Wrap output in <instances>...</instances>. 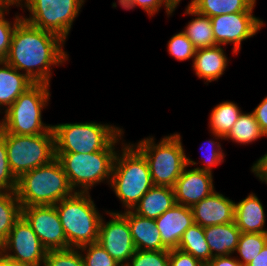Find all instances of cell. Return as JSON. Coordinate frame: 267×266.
I'll use <instances>...</instances> for the list:
<instances>
[{
	"label": "cell",
	"instance_id": "7bdbcfd3",
	"mask_svg": "<svg viewBox=\"0 0 267 266\" xmlns=\"http://www.w3.org/2000/svg\"><path fill=\"white\" fill-rule=\"evenodd\" d=\"M247 266H267V244Z\"/></svg>",
	"mask_w": 267,
	"mask_h": 266
},
{
	"label": "cell",
	"instance_id": "ac0fdd59",
	"mask_svg": "<svg viewBox=\"0 0 267 266\" xmlns=\"http://www.w3.org/2000/svg\"><path fill=\"white\" fill-rule=\"evenodd\" d=\"M121 214L127 219L136 250H167L161 240V234L154 219L144 218L132 210Z\"/></svg>",
	"mask_w": 267,
	"mask_h": 266
},
{
	"label": "cell",
	"instance_id": "5b68a950",
	"mask_svg": "<svg viewBox=\"0 0 267 266\" xmlns=\"http://www.w3.org/2000/svg\"><path fill=\"white\" fill-rule=\"evenodd\" d=\"M69 248L96 243L102 216L96 210L89 192L76 190L55 204Z\"/></svg>",
	"mask_w": 267,
	"mask_h": 266
},
{
	"label": "cell",
	"instance_id": "60d3db41",
	"mask_svg": "<svg viewBox=\"0 0 267 266\" xmlns=\"http://www.w3.org/2000/svg\"><path fill=\"white\" fill-rule=\"evenodd\" d=\"M252 172L260 179V181H267V154L260 157L252 166Z\"/></svg>",
	"mask_w": 267,
	"mask_h": 266
},
{
	"label": "cell",
	"instance_id": "1f68e13d",
	"mask_svg": "<svg viewBox=\"0 0 267 266\" xmlns=\"http://www.w3.org/2000/svg\"><path fill=\"white\" fill-rule=\"evenodd\" d=\"M78 249L86 252L85 256L82 255L85 266H122L97 242L83 245Z\"/></svg>",
	"mask_w": 267,
	"mask_h": 266
},
{
	"label": "cell",
	"instance_id": "83f0119b",
	"mask_svg": "<svg viewBox=\"0 0 267 266\" xmlns=\"http://www.w3.org/2000/svg\"><path fill=\"white\" fill-rule=\"evenodd\" d=\"M16 191H0V246L7 240L14 223L21 217Z\"/></svg>",
	"mask_w": 267,
	"mask_h": 266
},
{
	"label": "cell",
	"instance_id": "ab89813d",
	"mask_svg": "<svg viewBox=\"0 0 267 266\" xmlns=\"http://www.w3.org/2000/svg\"><path fill=\"white\" fill-rule=\"evenodd\" d=\"M252 112L255 115L262 133L267 136V96Z\"/></svg>",
	"mask_w": 267,
	"mask_h": 266
},
{
	"label": "cell",
	"instance_id": "ffe728a7",
	"mask_svg": "<svg viewBox=\"0 0 267 266\" xmlns=\"http://www.w3.org/2000/svg\"><path fill=\"white\" fill-rule=\"evenodd\" d=\"M222 45L196 49L193 68L199 78L207 82L219 79L226 69L228 58L225 56Z\"/></svg>",
	"mask_w": 267,
	"mask_h": 266
},
{
	"label": "cell",
	"instance_id": "8992f818",
	"mask_svg": "<svg viewBox=\"0 0 267 266\" xmlns=\"http://www.w3.org/2000/svg\"><path fill=\"white\" fill-rule=\"evenodd\" d=\"M45 83H34L5 110L0 127L7 133L16 135H38L53 130L52 125L42 122V108L50 97Z\"/></svg>",
	"mask_w": 267,
	"mask_h": 266
},
{
	"label": "cell",
	"instance_id": "52a82bcc",
	"mask_svg": "<svg viewBox=\"0 0 267 266\" xmlns=\"http://www.w3.org/2000/svg\"><path fill=\"white\" fill-rule=\"evenodd\" d=\"M117 137L105 150L81 154V153H55V157L61 162L67 176L70 187L75 192V187H81L80 192L88 190L95 184L110 179L114 159L117 151L114 146L120 140ZM110 177V178H109Z\"/></svg>",
	"mask_w": 267,
	"mask_h": 266
},
{
	"label": "cell",
	"instance_id": "d6a6232c",
	"mask_svg": "<svg viewBox=\"0 0 267 266\" xmlns=\"http://www.w3.org/2000/svg\"><path fill=\"white\" fill-rule=\"evenodd\" d=\"M131 262V264H129ZM125 266H169V250H136Z\"/></svg>",
	"mask_w": 267,
	"mask_h": 266
},
{
	"label": "cell",
	"instance_id": "6da1fadb",
	"mask_svg": "<svg viewBox=\"0 0 267 266\" xmlns=\"http://www.w3.org/2000/svg\"><path fill=\"white\" fill-rule=\"evenodd\" d=\"M65 40L22 19L12 35L6 62L34 83H50L51 65H61L68 54L62 49ZM64 61V62H63Z\"/></svg>",
	"mask_w": 267,
	"mask_h": 266
},
{
	"label": "cell",
	"instance_id": "e0dca14e",
	"mask_svg": "<svg viewBox=\"0 0 267 266\" xmlns=\"http://www.w3.org/2000/svg\"><path fill=\"white\" fill-rule=\"evenodd\" d=\"M155 222L162 244L167 250L178 248L183 233L195 223L191 207L177 203L155 219Z\"/></svg>",
	"mask_w": 267,
	"mask_h": 266
},
{
	"label": "cell",
	"instance_id": "9c48e42d",
	"mask_svg": "<svg viewBox=\"0 0 267 266\" xmlns=\"http://www.w3.org/2000/svg\"><path fill=\"white\" fill-rule=\"evenodd\" d=\"M8 164L18 179L23 173L50 163L55 157L53 130L38 135H16L4 131Z\"/></svg>",
	"mask_w": 267,
	"mask_h": 266
},
{
	"label": "cell",
	"instance_id": "4dcf8cb0",
	"mask_svg": "<svg viewBox=\"0 0 267 266\" xmlns=\"http://www.w3.org/2000/svg\"><path fill=\"white\" fill-rule=\"evenodd\" d=\"M43 266H85L78 248L49 250L46 252Z\"/></svg>",
	"mask_w": 267,
	"mask_h": 266
},
{
	"label": "cell",
	"instance_id": "e575fe53",
	"mask_svg": "<svg viewBox=\"0 0 267 266\" xmlns=\"http://www.w3.org/2000/svg\"><path fill=\"white\" fill-rule=\"evenodd\" d=\"M168 51L176 60L184 61L194 58L196 48L183 32H179L169 40Z\"/></svg>",
	"mask_w": 267,
	"mask_h": 266
},
{
	"label": "cell",
	"instance_id": "30bf717a",
	"mask_svg": "<svg viewBox=\"0 0 267 266\" xmlns=\"http://www.w3.org/2000/svg\"><path fill=\"white\" fill-rule=\"evenodd\" d=\"M24 2L31 14L29 18L23 17L26 22L66 40L84 0H24Z\"/></svg>",
	"mask_w": 267,
	"mask_h": 266
},
{
	"label": "cell",
	"instance_id": "f1b7e54d",
	"mask_svg": "<svg viewBox=\"0 0 267 266\" xmlns=\"http://www.w3.org/2000/svg\"><path fill=\"white\" fill-rule=\"evenodd\" d=\"M265 136L253 112L242 113L229 133L223 139H230L240 144H249Z\"/></svg>",
	"mask_w": 267,
	"mask_h": 266
},
{
	"label": "cell",
	"instance_id": "74e56055",
	"mask_svg": "<svg viewBox=\"0 0 267 266\" xmlns=\"http://www.w3.org/2000/svg\"><path fill=\"white\" fill-rule=\"evenodd\" d=\"M169 266H206L191 254L178 248L169 250Z\"/></svg>",
	"mask_w": 267,
	"mask_h": 266
},
{
	"label": "cell",
	"instance_id": "ee69618b",
	"mask_svg": "<svg viewBox=\"0 0 267 266\" xmlns=\"http://www.w3.org/2000/svg\"><path fill=\"white\" fill-rule=\"evenodd\" d=\"M21 1L23 2V0H0V7L2 9H8L9 6H12V5H18V6H22L23 4L21 3ZM21 3V4H20Z\"/></svg>",
	"mask_w": 267,
	"mask_h": 266
},
{
	"label": "cell",
	"instance_id": "7a4b0ae2",
	"mask_svg": "<svg viewBox=\"0 0 267 266\" xmlns=\"http://www.w3.org/2000/svg\"><path fill=\"white\" fill-rule=\"evenodd\" d=\"M73 193L74 190L57 158L23 173L17 179L16 194L21 207L55 205Z\"/></svg>",
	"mask_w": 267,
	"mask_h": 266
},
{
	"label": "cell",
	"instance_id": "d590c367",
	"mask_svg": "<svg viewBox=\"0 0 267 266\" xmlns=\"http://www.w3.org/2000/svg\"><path fill=\"white\" fill-rule=\"evenodd\" d=\"M4 11H8V9H3L0 11V62L5 61L10 49V44L12 40L13 32L16 28V25L23 19V16L15 15V22L13 26L11 22L5 20Z\"/></svg>",
	"mask_w": 267,
	"mask_h": 266
},
{
	"label": "cell",
	"instance_id": "d4e9b609",
	"mask_svg": "<svg viewBox=\"0 0 267 266\" xmlns=\"http://www.w3.org/2000/svg\"><path fill=\"white\" fill-rule=\"evenodd\" d=\"M196 15L182 31L192 42L196 49L208 48L217 45L213 36L211 19L208 16L196 12L190 5L187 6L184 14Z\"/></svg>",
	"mask_w": 267,
	"mask_h": 266
},
{
	"label": "cell",
	"instance_id": "f546056e",
	"mask_svg": "<svg viewBox=\"0 0 267 266\" xmlns=\"http://www.w3.org/2000/svg\"><path fill=\"white\" fill-rule=\"evenodd\" d=\"M266 244L267 234L241 233L235 251L241 256L242 260H237L242 266H247L260 253Z\"/></svg>",
	"mask_w": 267,
	"mask_h": 266
},
{
	"label": "cell",
	"instance_id": "8fae6325",
	"mask_svg": "<svg viewBox=\"0 0 267 266\" xmlns=\"http://www.w3.org/2000/svg\"><path fill=\"white\" fill-rule=\"evenodd\" d=\"M0 252L16 266H41L47 250L21 216L14 223L7 240L0 246Z\"/></svg>",
	"mask_w": 267,
	"mask_h": 266
},
{
	"label": "cell",
	"instance_id": "5bb4252c",
	"mask_svg": "<svg viewBox=\"0 0 267 266\" xmlns=\"http://www.w3.org/2000/svg\"><path fill=\"white\" fill-rule=\"evenodd\" d=\"M112 220L101 218L97 243L122 266L134 255L136 248L127 219L119 212H108Z\"/></svg>",
	"mask_w": 267,
	"mask_h": 266
},
{
	"label": "cell",
	"instance_id": "7402d4cb",
	"mask_svg": "<svg viewBox=\"0 0 267 266\" xmlns=\"http://www.w3.org/2000/svg\"><path fill=\"white\" fill-rule=\"evenodd\" d=\"M212 257L228 256L235 252L241 231L234 222L204 227ZM215 251V253H213Z\"/></svg>",
	"mask_w": 267,
	"mask_h": 266
},
{
	"label": "cell",
	"instance_id": "d6986e66",
	"mask_svg": "<svg viewBox=\"0 0 267 266\" xmlns=\"http://www.w3.org/2000/svg\"><path fill=\"white\" fill-rule=\"evenodd\" d=\"M265 213L258 197L251 193L242 201L235 203L234 221L241 233H264Z\"/></svg>",
	"mask_w": 267,
	"mask_h": 266
},
{
	"label": "cell",
	"instance_id": "7c38bea8",
	"mask_svg": "<svg viewBox=\"0 0 267 266\" xmlns=\"http://www.w3.org/2000/svg\"><path fill=\"white\" fill-rule=\"evenodd\" d=\"M21 216L47 251L69 249L55 205L22 207Z\"/></svg>",
	"mask_w": 267,
	"mask_h": 266
},
{
	"label": "cell",
	"instance_id": "4fadbf2b",
	"mask_svg": "<svg viewBox=\"0 0 267 266\" xmlns=\"http://www.w3.org/2000/svg\"><path fill=\"white\" fill-rule=\"evenodd\" d=\"M252 13L237 12L211 17L213 36L217 45L233 43V53L239 52L241 42L254 36L264 24Z\"/></svg>",
	"mask_w": 267,
	"mask_h": 266
},
{
	"label": "cell",
	"instance_id": "3957f363",
	"mask_svg": "<svg viewBox=\"0 0 267 266\" xmlns=\"http://www.w3.org/2000/svg\"><path fill=\"white\" fill-rule=\"evenodd\" d=\"M116 153L110 185L126 210H132L153 186L145 157L132 144H124Z\"/></svg>",
	"mask_w": 267,
	"mask_h": 266
},
{
	"label": "cell",
	"instance_id": "8d00e7d4",
	"mask_svg": "<svg viewBox=\"0 0 267 266\" xmlns=\"http://www.w3.org/2000/svg\"><path fill=\"white\" fill-rule=\"evenodd\" d=\"M118 2L121 7L125 8L126 10L140 6L150 16L158 12L159 8H161V6L164 4L167 15L173 13L176 8V6H174L170 0H118Z\"/></svg>",
	"mask_w": 267,
	"mask_h": 266
},
{
	"label": "cell",
	"instance_id": "f6af8a7d",
	"mask_svg": "<svg viewBox=\"0 0 267 266\" xmlns=\"http://www.w3.org/2000/svg\"><path fill=\"white\" fill-rule=\"evenodd\" d=\"M0 266H16L0 252Z\"/></svg>",
	"mask_w": 267,
	"mask_h": 266
},
{
	"label": "cell",
	"instance_id": "44dd1931",
	"mask_svg": "<svg viewBox=\"0 0 267 266\" xmlns=\"http://www.w3.org/2000/svg\"><path fill=\"white\" fill-rule=\"evenodd\" d=\"M175 204L173 188L153 185L132 211L141 217L155 220Z\"/></svg>",
	"mask_w": 267,
	"mask_h": 266
},
{
	"label": "cell",
	"instance_id": "484cf974",
	"mask_svg": "<svg viewBox=\"0 0 267 266\" xmlns=\"http://www.w3.org/2000/svg\"><path fill=\"white\" fill-rule=\"evenodd\" d=\"M178 249L191 254L205 265L213 258L206 241L204 227L195 223L183 233Z\"/></svg>",
	"mask_w": 267,
	"mask_h": 266
},
{
	"label": "cell",
	"instance_id": "277c9868",
	"mask_svg": "<svg viewBox=\"0 0 267 266\" xmlns=\"http://www.w3.org/2000/svg\"><path fill=\"white\" fill-rule=\"evenodd\" d=\"M146 159L153 185L173 188L183 169L196 162L186 157L180 134L168 135L159 142L154 138L141 140L132 144Z\"/></svg>",
	"mask_w": 267,
	"mask_h": 266
},
{
	"label": "cell",
	"instance_id": "2e32d148",
	"mask_svg": "<svg viewBox=\"0 0 267 266\" xmlns=\"http://www.w3.org/2000/svg\"><path fill=\"white\" fill-rule=\"evenodd\" d=\"M195 224L202 227L234 222L235 202L214 191L191 207Z\"/></svg>",
	"mask_w": 267,
	"mask_h": 266
},
{
	"label": "cell",
	"instance_id": "ba28073f",
	"mask_svg": "<svg viewBox=\"0 0 267 266\" xmlns=\"http://www.w3.org/2000/svg\"><path fill=\"white\" fill-rule=\"evenodd\" d=\"M55 135V153L87 154L105 150L123 129L95 122L63 123L52 126Z\"/></svg>",
	"mask_w": 267,
	"mask_h": 266
},
{
	"label": "cell",
	"instance_id": "836d02e7",
	"mask_svg": "<svg viewBox=\"0 0 267 266\" xmlns=\"http://www.w3.org/2000/svg\"><path fill=\"white\" fill-rule=\"evenodd\" d=\"M16 188L17 178L10 170L5 146L4 130L0 127V191H16Z\"/></svg>",
	"mask_w": 267,
	"mask_h": 266
},
{
	"label": "cell",
	"instance_id": "603a6c76",
	"mask_svg": "<svg viewBox=\"0 0 267 266\" xmlns=\"http://www.w3.org/2000/svg\"><path fill=\"white\" fill-rule=\"evenodd\" d=\"M0 65V107L4 105L7 110L34 82L6 61Z\"/></svg>",
	"mask_w": 267,
	"mask_h": 266
},
{
	"label": "cell",
	"instance_id": "b9f144b4",
	"mask_svg": "<svg viewBox=\"0 0 267 266\" xmlns=\"http://www.w3.org/2000/svg\"><path fill=\"white\" fill-rule=\"evenodd\" d=\"M206 266H242L237 258L228 256H216L213 257Z\"/></svg>",
	"mask_w": 267,
	"mask_h": 266
},
{
	"label": "cell",
	"instance_id": "bcb514c9",
	"mask_svg": "<svg viewBox=\"0 0 267 266\" xmlns=\"http://www.w3.org/2000/svg\"><path fill=\"white\" fill-rule=\"evenodd\" d=\"M171 2H172V4L174 5V6H178V4H179V2L181 1V0H170Z\"/></svg>",
	"mask_w": 267,
	"mask_h": 266
},
{
	"label": "cell",
	"instance_id": "cb8c5ba5",
	"mask_svg": "<svg viewBox=\"0 0 267 266\" xmlns=\"http://www.w3.org/2000/svg\"><path fill=\"white\" fill-rule=\"evenodd\" d=\"M256 0H191L189 5L209 18L237 12H253Z\"/></svg>",
	"mask_w": 267,
	"mask_h": 266
},
{
	"label": "cell",
	"instance_id": "f35d334b",
	"mask_svg": "<svg viewBox=\"0 0 267 266\" xmlns=\"http://www.w3.org/2000/svg\"><path fill=\"white\" fill-rule=\"evenodd\" d=\"M211 144L210 149V153L208 152V157H204V161L206 163L205 167H197L196 169L198 170H203V171H207V172H210L212 173L211 171V168L213 166H216V165H219L220 163L223 162V158H224V153L222 152V148H221V145L220 144H216L215 141H210L209 142V145ZM215 145L217 146L216 149H213L212 146ZM208 147V148H209Z\"/></svg>",
	"mask_w": 267,
	"mask_h": 266
},
{
	"label": "cell",
	"instance_id": "4316f807",
	"mask_svg": "<svg viewBox=\"0 0 267 266\" xmlns=\"http://www.w3.org/2000/svg\"><path fill=\"white\" fill-rule=\"evenodd\" d=\"M240 110L236 103L230 101H224L216 105L210 114L209 126L212 134L223 139L242 114Z\"/></svg>",
	"mask_w": 267,
	"mask_h": 266
},
{
	"label": "cell",
	"instance_id": "9a60e30c",
	"mask_svg": "<svg viewBox=\"0 0 267 266\" xmlns=\"http://www.w3.org/2000/svg\"><path fill=\"white\" fill-rule=\"evenodd\" d=\"M212 173L196 168L183 169L173 186L175 202L192 207L214 192Z\"/></svg>",
	"mask_w": 267,
	"mask_h": 266
}]
</instances>
